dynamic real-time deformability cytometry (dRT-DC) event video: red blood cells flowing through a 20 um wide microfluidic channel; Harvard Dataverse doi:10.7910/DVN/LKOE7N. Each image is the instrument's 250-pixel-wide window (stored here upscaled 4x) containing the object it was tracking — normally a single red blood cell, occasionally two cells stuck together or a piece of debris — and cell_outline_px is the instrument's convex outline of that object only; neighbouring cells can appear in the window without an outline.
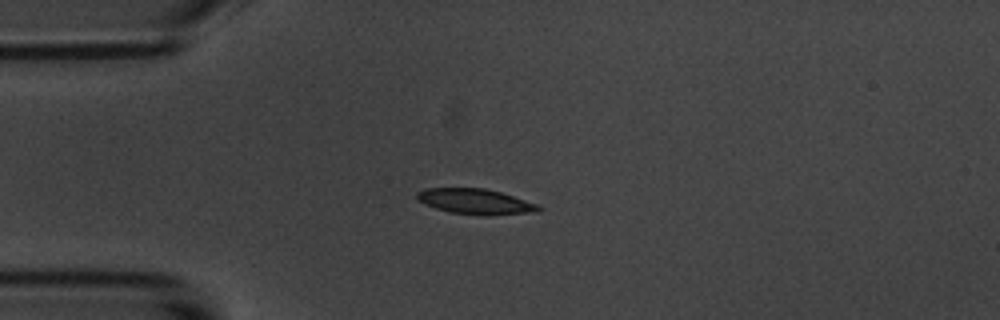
{"species": "common noctule bat (a hibernating species)", "species_latin": "Nyctalus noctula", "temperature_condition": "room temperature", "stored_images_in_passage": 43, "camera_frame_rate_fps": 3000, "um_per_image_px": 0.085, "animal": {"sex": "male", "body_mass_g": 20.1, "forearm_length_mm": 53.5}, "frame": {"image": 1, "passage_image": 1, "time_ms": 0.0, "image_size_px": [1000, 320], "cell_outline_px": [[544, 208], [540, 212], [484, 216], [452, 212], [436, 208], [420, 200], [416, 196], [416, 192], [424, 188], [484, 188], [500, 192], [536, 204]], "centroid_in_image_um": [40.46, 17.13], "position_along_channel_um": 44.5, "area_um2": 17.86}}
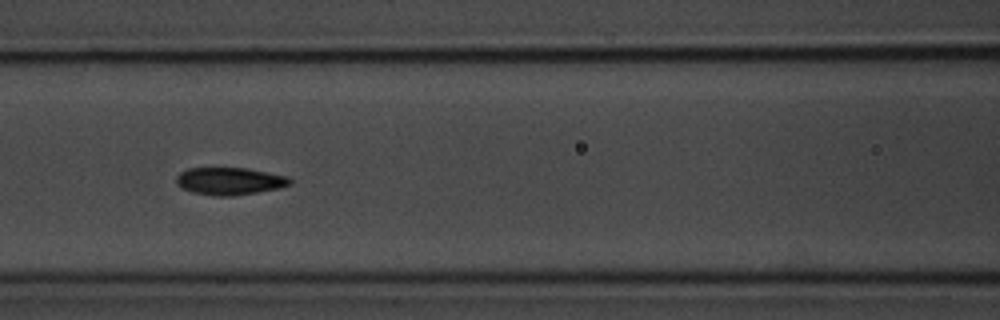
{"frame": {"image": 2, "passage_image": 11, "time_ms": 3.333, "image_size_px": [1000, 320], "cell_outline_px": [[292, 184], [280, 188], [232, 196], [212, 196], [192, 192], [180, 188], [176, 184], [176, 176], [180, 172], [188, 168], [248, 168], [288, 176], [292, 180]], "centroid_in_image_um": [19.51, 15.39], "position_along_channel_um": 147.1, "area_um2": 18.38}}
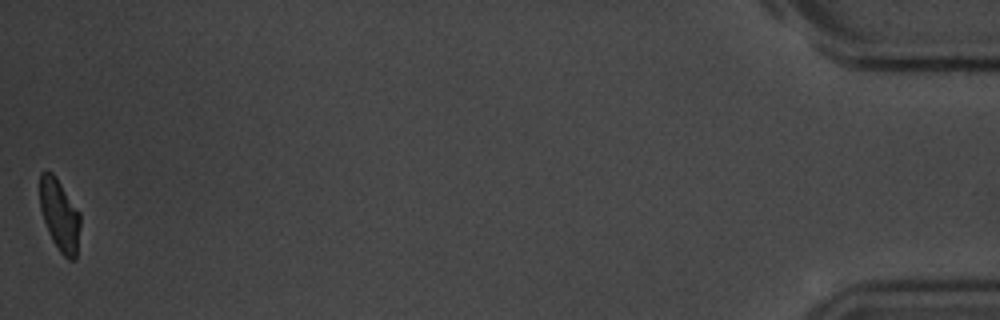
{"frame": {"image": 3, "passage_image": 43, "time_ms": 14.0, "image_size_px": [1000, 320], "cell_outline_px": [[80, 224], [76, 260], [68, 260], [60, 252], [52, 240], [48, 232], [40, 208], [40, 172], [52, 172], [56, 176], [80, 212]], "centroid_in_image_um": [5.08, 18.29], "position_along_channel_um": 430.1, "area_um2": 16.99}, "authors_computed_cell_mechanics": {"area_um2": 18.1492, "velocity_mm_per_s": 3.5619, "shape_relaxation_time_tau1_ms": 3.2645, "shape_relaxation_time_tau2_ms": 2.9984, "deformation_change_tau1": 0.1495, "deformation_change_tau2": 0.0694}}